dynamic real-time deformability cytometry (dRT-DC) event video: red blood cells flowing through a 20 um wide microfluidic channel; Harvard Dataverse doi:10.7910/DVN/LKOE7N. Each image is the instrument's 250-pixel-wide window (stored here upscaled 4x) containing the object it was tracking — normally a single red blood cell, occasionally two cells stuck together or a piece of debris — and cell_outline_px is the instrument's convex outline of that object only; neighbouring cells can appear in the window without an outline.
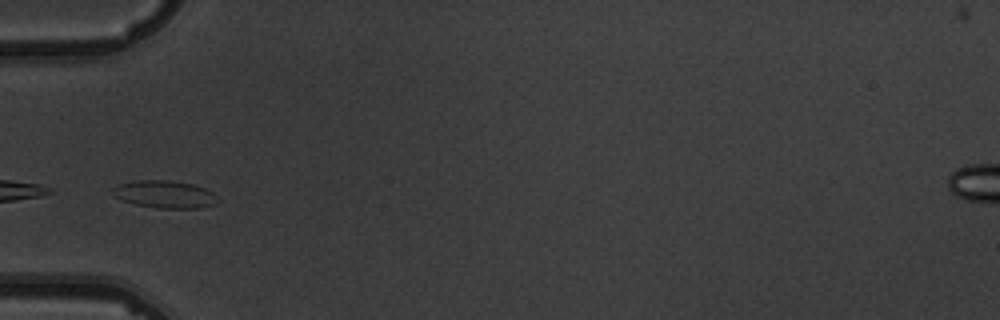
{"species": "common noctule bat (a hibernating species)", "species_latin": "Nyctalus noctula", "temperature_condition": "warm", "stored_images_in_passage": 4, "camera_frame_rate_fps": 3000, "um_per_image_px": 0.085, "animal": {"sex": "male", "body_mass_g": 19.5, "forearm_length_mm": 54.6}, "frame": {"image": 1, "passage_image": 4, "time_ms": 3.333, "image_size_px": [1000, 320], "cell_outline_px": [[220, 200], [216, 204], [200, 208], [156, 208], [136, 204], [120, 200], [112, 196], [112, 188], [120, 184], [136, 180], [168, 180], [192, 184], [204, 188], [212, 192]], "centroid_in_image_um": [13.99, 16.52], "position_along_channel_um": 71.0, "area_um2": 16.94}}